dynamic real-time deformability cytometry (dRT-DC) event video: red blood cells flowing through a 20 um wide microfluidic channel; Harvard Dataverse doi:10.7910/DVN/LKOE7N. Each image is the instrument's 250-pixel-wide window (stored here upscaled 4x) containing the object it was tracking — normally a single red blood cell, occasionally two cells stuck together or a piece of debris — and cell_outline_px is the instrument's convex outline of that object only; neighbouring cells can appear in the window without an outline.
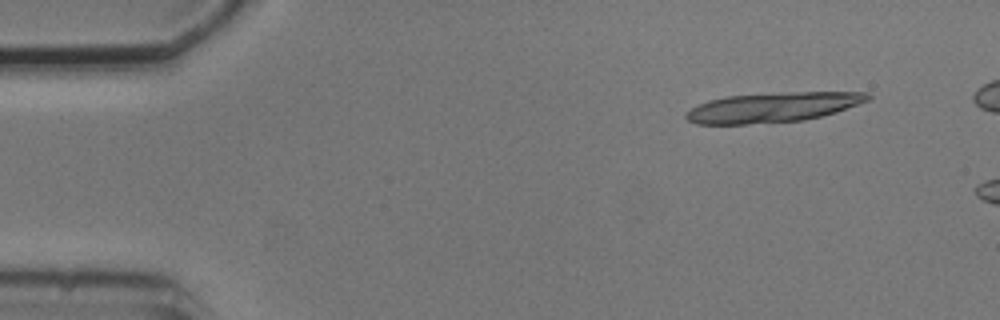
{"species": "common noctule bat (a hibernating species)", "species_latin": "Nyctalus noctula", "temperature_condition": "cold", "stored_images_in_passage": 3, "camera_frame_rate_fps": 3000, "um_per_image_px": 0.085, "animal": {"sex": "male", "body_mass_g": 20.5, "forearm_length_mm": 52.5}, "frame": {"image": 1, "passage_image": 1, "time_ms": 0.0, "image_size_px": [1000, 320], "cell_outline_px": [[872, 100], [836, 112], [804, 120], [748, 124], [696, 124], [688, 120], [684, 116], [692, 108], [708, 100], [724, 96], [788, 92], [868, 92], [872, 96]], "centroid_in_image_um": [65.74, 9.11], "position_along_channel_um": 19.3, "area_um2": 31.62}}